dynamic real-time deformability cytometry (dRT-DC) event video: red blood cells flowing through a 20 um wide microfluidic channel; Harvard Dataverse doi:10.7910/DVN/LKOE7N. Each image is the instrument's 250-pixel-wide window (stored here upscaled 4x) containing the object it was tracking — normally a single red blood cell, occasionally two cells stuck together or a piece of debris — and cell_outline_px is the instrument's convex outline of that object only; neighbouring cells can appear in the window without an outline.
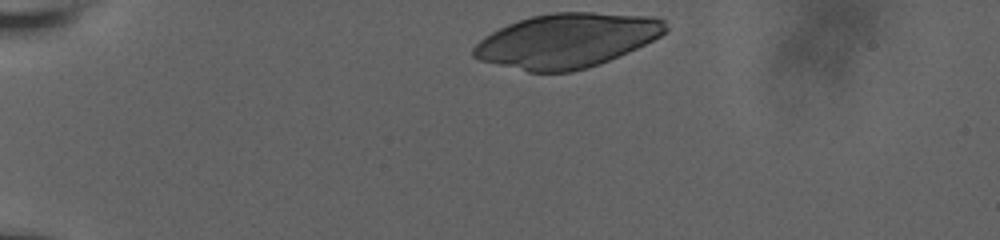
{"species": "human", "species_latin": "Homo sapiens", "temperature_condition": "room temperature", "stored_images_in_passage": 36, "camera_frame_rate_fps": 3000, "um_per_image_px": 0.085, "donor": {"sex": "male"}, "frame": {"image": 1, "passage_image": 1, "time_ms": 0.0, "image_size_px": [1000, 240], "cell_outline_px": [[668, 28], [660, 36], [628, 52], [600, 64], [572, 72], [528, 72], [480, 60], [472, 56], [472, 48], [484, 36], [508, 24], [532, 16], [556, 12], [592, 12], [652, 16], [664, 20]], "centroid_in_image_um": [48.17, 3.45], "position_along_channel_um": 36.8, "area_um2": 60.46}}